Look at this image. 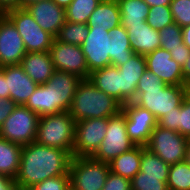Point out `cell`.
Here are the masks:
<instances>
[{
	"label": "cell",
	"instance_id": "35",
	"mask_svg": "<svg viewBox=\"0 0 190 190\" xmlns=\"http://www.w3.org/2000/svg\"><path fill=\"white\" fill-rule=\"evenodd\" d=\"M146 22L151 28L158 31L169 24L174 23L170 6H156L149 8Z\"/></svg>",
	"mask_w": 190,
	"mask_h": 190
},
{
	"label": "cell",
	"instance_id": "43",
	"mask_svg": "<svg viewBox=\"0 0 190 190\" xmlns=\"http://www.w3.org/2000/svg\"><path fill=\"white\" fill-rule=\"evenodd\" d=\"M13 8H21V0H0V14Z\"/></svg>",
	"mask_w": 190,
	"mask_h": 190
},
{
	"label": "cell",
	"instance_id": "1",
	"mask_svg": "<svg viewBox=\"0 0 190 190\" xmlns=\"http://www.w3.org/2000/svg\"><path fill=\"white\" fill-rule=\"evenodd\" d=\"M72 156L63 149L32 142L22 147L16 184L31 187L52 177L69 175Z\"/></svg>",
	"mask_w": 190,
	"mask_h": 190
},
{
	"label": "cell",
	"instance_id": "25",
	"mask_svg": "<svg viewBox=\"0 0 190 190\" xmlns=\"http://www.w3.org/2000/svg\"><path fill=\"white\" fill-rule=\"evenodd\" d=\"M110 61L112 66L125 64L135 54L131 48L127 30L120 24L110 29Z\"/></svg>",
	"mask_w": 190,
	"mask_h": 190
},
{
	"label": "cell",
	"instance_id": "39",
	"mask_svg": "<svg viewBox=\"0 0 190 190\" xmlns=\"http://www.w3.org/2000/svg\"><path fill=\"white\" fill-rule=\"evenodd\" d=\"M102 190H131V180L110 171Z\"/></svg>",
	"mask_w": 190,
	"mask_h": 190
},
{
	"label": "cell",
	"instance_id": "48",
	"mask_svg": "<svg viewBox=\"0 0 190 190\" xmlns=\"http://www.w3.org/2000/svg\"><path fill=\"white\" fill-rule=\"evenodd\" d=\"M182 40L184 45L190 49V25L182 27Z\"/></svg>",
	"mask_w": 190,
	"mask_h": 190
},
{
	"label": "cell",
	"instance_id": "42",
	"mask_svg": "<svg viewBox=\"0 0 190 190\" xmlns=\"http://www.w3.org/2000/svg\"><path fill=\"white\" fill-rule=\"evenodd\" d=\"M16 106L10 98H0V127Z\"/></svg>",
	"mask_w": 190,
	"mask_h": 190
},
{
	"label": "cell",
	"instance_id": "36",
	"mask_svg": "<svg viewBox=\"0 0 190 190\" xmlns=\"http://www.w3.org/2000/svg\"><path fill=\"white\" fill-rule=\"evenodd\" d=\"M177 132L190 139V94H187L177 108Z\"/></svg>",
	"mask_w": 190,
	"mask_h": 190
},
{
	"label": "cell",
	"instance_id": "19",
	"mask_svg": "<svg viewBox=\"0 0 190 190\" xmlns=\"http://www.w3.org/2000/svg\"><path fill=\"white\" fill-rule=\"evenodd\" d=\"M121 74V104L136 98V89L142 74L147 69L144 55L134 54L125 64L117 66Z\"/></svg>",
	"mask_w": 190,
	"mask_h": 190
},
{
	"label": "cell",
	"instance_id": "51",
	"mask_svg": "<svg viewBox=\"0 0 190 190\" xmlns=\"http://www.w3.org/2000/svg\"><path fill=\"white\" fill-rule=\"evenodd\" d=\"M36 1H40V0H21V8H24L26 5L32 2H36Z\"/></svg>",
	"mask_w": 190,
	"mask_h": 190
},
{
	"label": "cell",
	"instance_id": "46",
	"mask_svg": "<svg viewBox=\"0 0 190 190\" xmlns=\"http://www.w3.org/2000/svg\"><path fill=\"white\" fill-rule=\"evenodd\" d=\"M149 8L156 6H170L172 0H143Z\"/></svg>",
	"mask_w": 190,
	"mask_h": 190
},
{
	"label": "cell",
	"instance_id": "45",
	"mask_svg": "<svg viewBox=\"0 0 190 190\" xmlns=\"http://www.w3.org/2000/svg\"><path fill=\"white\" fill-rule=\"evenodd\" d=\"M0 98H7V81L4 73L0 70Z\"/></svg>",
	"mask_w": 190,
	"mask_h": 190
},
{
	"label": "cell",
	"instance_id": "30",
	"mask_svg": "<svg viewBox=\"0 0 190 190\" xmlns=\"http://www.w3.org/2000/svg\"><path fill=\"white\" fill-rule=\"evenodd\" d=\"M170 165L145 148L142 151L140 171L143 176L168 177Z\"/></svg>",
	"mask_w": 190,
	"mask_h": 190
},
{
	"label": "cell",
	"instance_id": "7",
	"mask_svg": "<svg viewBox=\"0 0 190 190\" xmlns=\"http://www.w3.org/2000/svg\"><path fill=\"white\" fill-rule=\"evenodd\" d=\"M39 116L25 105H17L0 127V137L21 146L35 142Z\"/></svg>",
	"mask_w": 190,
	"mask_h": 190
},
{
	"label": "cell",
	"instance_id": "53",
	"mask_svg": "<svg viewBox=\"0 0 190 190\" xmlns=\"http://www.w3.org/2000/svg\"><path fill=\"white\" fill-rule=\"evenodd\" d=\"M188 94H190V85H188Z\"/></svg>",
	"mask_w": 190,
	"mask_h": 190
},
{
	"label": "cell",
	"instance_id": "12",
	"mask_svg": "<svg viewBox=\"0 0 190 190\" xmlns=\"http://www.w3.org/2000/svg\"><path fill=\"white\" fill-rule=\"evenodd\" d=\"M49 52L56 70L77 75L81 79L89 78L90 73L81 46L54 39Z\"/></svg>",
	"mask_w": 190,
	"mask_h": 190
},
{
	"label": "cell",
	"instance_id": "38",
	"mask_svg": "<svg viewBox=\"0 0 190 190\" xmlns=\"http://www.w3.org/2000/svg\"><path fill=\"white\" fill-rule=\"evenodd\" d=\"M70 188V176L52 177L31 186L32 190H67Z\"/></svg>",
	"mask_w": 190,
	"mask_h": 190
},
{
	"label": "cell",
	"instance_id": "24",
	"mask_svg": "<svg viewBox=\"0 0 190 190\" xmlns=\"http://www.w3.org/2000/svg\"><path fill=\"white\" fill-rule=\"evenodd\" d=\"M145 148V146L135 145L121 153L109 163L110 171L131 180L140 171L142 151Z\"/></svg>",
	"mask_w": 190,
	"mask_h": 190
},
{
	"label": "cell",
	"instance_id": "37",
	"mask_svg": "<svg viewBox=\"0 0 190 190\" xmlns=\"http://www.w3.org/2000/svg\"><path fill=\"white\" fill-rule=\"evenodd\" d=\"M170 10L178 26L190 25V0H172Z\"/></svg>",
	"mask_w": 190,
	"mask_h": 190
},
{
	"label": "cell",
	"instance_id": "10",
	"mask_svg": "<svg viewBox=\"0 0 190 190\" xmlns=\"http://www.w3.org/2000/svg\"><path fill=\"white\" fill-rule=\"evenodd\" d=\"M108 118H92L75 123L74 157H91L103 141Z\"/></svg>",
	"mask_w": 190,
	"mask_h": 190
},
{
	"label": "cell",
	"instance_id": "21",
	"mask_svg": "<svg viewBox=\"0 0 190 190\" xmlns=\"http://www.w3.org/2000/svg\"><path fill=\"white\" fill-rule=\"evenodd\" d=\"M129 36L131 48L134 53L146 55L160 48L159 31L151 28L147 22L143 25L123 26Z\"/></svg>",
	"mask_w": 190,
	"mask_h": 190
},
{
	"label": "cell",
	"instance_id": "26",
	"mask_svg": "<svg viewBox=\"0 0 190 190\" xmlns=\"http://www.w3.org/2000/svg\"><path fill=\"white\" fill-rule=\"evenodd\" d=\"M22 147L0 137V174L15 179L19 172Z\"/></svg>",
	"mask_w": 190,
	"mask_h": 190
},
{
	"label": "cell",
	"instance_id": "14",
	"mask_svg": "<svg viewBox=\"0 0 190 190\" xmlns=\"http://www.w3.org/2000/svg\"><path fill=\"white\" fill-rule=\"evenodd\" d=\"M26 53L18 30L4 14H0V66L19 65Z\"/></svg>",
	"mask_w": 190,
	"mask_h": 190
},
{
	"label": "cell",
	"instance_id": "3",
	"mask_svg": "<svg viewBox=\"0 0 190 190\" xmlns=\"http://www.w3.org/2000/svg\"><path fill=\"white\" fill-rule=\"evenodd\" d=\"M122 110V104L110 95L99 90L88 79L77 85L69 109L75 122L92 118H109Z\"/></svg>",
	"mask_w": 190,
	"mask_h": 190
},
{
	"label": "cell",
	"instance_id": "9",
	"mask_svg": "<svg viewBox=\"0 0 190 190\" xmlns=\"http://www.w3.org/2000/svg\"><path fill=\"white\" fill-rule=\"evenodd\" d=\"M189 141L179 132L157 125L145 147L168 165H173L186 160Z\"/></svg>",
	"mask_w": 190,
	"mask_h": 190
},
{
	"label": "cell",
	"instance_id": "13",
	"mask_svg": "<svg viewBox=\"0 0 190 190\" xmlns=\"http://www.w3.org/2000/svg\"><path fill=\"white\" fill-rule=\"evenodd\" d=\"M110 40L108 30L89 29L87 38L81 45L89 73L111 66Z\"/></svg>",
	"mask_w": 190,
	"mask_h": 190
},
{
	"label": "cell",
	"instance_id": "4",
	"mask_svg": "<svg viewBox=\"0 0 190 190\" xmlns=\"http://www.w3.org/2000/svg\"><path fill=\"white\" fill-rule=\"evenodd\" d=\"M75 123L69 111L40 116L35 142L66 150L73 156Z\"/></svg>",
	"mask_w": 190,
	"mask_h": 190
},
{
	"label": "cell",
	"instance_id": "31",
	"mask_svg": "<svg viewBox=\"0 0 190 190\" xmlns=\"http://www.w3.org/2000/svg\"><path fill=\"white\" fill-rule=\"evenodd\" d=\"M88 32L89 27L86 23L65 21L55 39L64 43L81 46L87 38Z\"/></svg>",
	"mask_w": 190,
	"mask_h": 190
},
{
	"label": "cell",
	"instance_id": "44",
	"mask_svg": "<svg viewBox=\"0 0 190 190\" xmlns=\"http://www.w3.org/2000/svg\"><path fill=\"white\" fill-rule=\"evenodd\" d=\"M15 180L9 176L0 174V190H12Z\"/></svg>",
	"mask_w": 190,
	"mask_h": 190
},
{
	"label": "cell",
	"instance_id": "17",
	"mask_svg": "<svg viewBox=\"0 0 190 190\" xmlns=\"http://www.w3.org/2000/svg\"><path fill=\"white\" fill-rule=\"evenodd\" d=\"M81 80L77 75L54 70L47 84L51 86L52 106H57V114L69 111L77 85Z\"/></svg>",
	"mask_w": 190,
	"mask_h": 190
},
{
	"label": "cell",
	"instance_id": "29",
	"mask_svg": "<svg viewBox=\"0 0 190 190\" xmlns=\"http://www.w3.org/2000/svg\"><path fill=\"white\" fill-rule=\"evenodd\" d=\"M102 0H72L65 9L66 21L87 23L89 16Z\"/></svg>",
	"mask_w": 190,
	"mask_h": 190
},
{
	"label": "cell",
	"instance_id": "28",
	"mask_svg": "<svg viewBox=\"0 0 190 190\" xmlns=\"http://www.w3.org/2000/svg\"><path fill=\"white\" fill-rule=\"evenodd\" d=\"M25 106L39 117L48 114H57V106H52L51 86L47 83L37 86Z\"/></svg>",
	"mask_w": 190,
	"mask_h": 190
},
{
	"label": "cell",
	"instance_id": "11",
	"mask_svg": "<svg viewBox=\"0 0 190 190\" xmlns=\"http://www.w3.org/2000/svg\"><path fill=\"white\" fill-rule=\"evenodd\" d=\"M125 113V125L129 139L139 146H146L153 129L158 125L156 117L133 101L122 105Z\"/></svg>",
	"mask_w": 190,
	"mask_h": 190
},
{
	"label": "cell",
	"instance_id": "50",
	"mask_svg": "<svg viewBox=\"0 0 190 190\" xmlns=\"http://www.w3.org/2000/svg\"><path fill=\"white\" fill-rule=\"evenodd\" d=\"M12 190H32V189H31V187L22 186V185L15 183L12 187Z\"/></svg>",
	"mask_w": 190,
	"mask_h": 190
},
{
	"label": "cell",
	"instance_id": "34",
	"mask_svg": "<svg viewBox=\"0 0 190 190\" xmlns=\"http://www.w3.org/2000/svg\"><path fill=\"white\" fill-rule=\"evenodd\" d=\"M159 36L160 47L169 52L176 47H181V43L183 42L182 27L178 26L175 22L159 30Z\"/></svg>",
	"mask_w": 190,
	"mask_h": 190
},
{
	"label": "cell",
	"instance_id": "15",
	"mask_svg": "<svg viewBox=\"0 0 190 190\" xmlns=\"http://www.w3.org/2000/svg\"><path fill=\"white\" fill-rule=\"evenodd\" d=\"M147 69L166 85H187L183 80L182 67L172 59L169 51L157 48L145 55Z\"/></svg>",
	"mask_w": 190,
	"mask_h": 190
},
{
	"label": "cell",
	"instance_id": "32",
	"mask_svg": "<svg viewBox=\"0 0 190 190\" xmlns=\"http://www.w3.org/2000/svg\"><path fill=\"white\" fill-rule=\"evenodd\" d=\"M167 186L169 190H190V164L182 161L170 165Z\"/></svg>",
	"mask_w": 190,
	"mask_h": 190
},
{
	"label": "cell",
	"instance_id": "41",
	"mask_svg": "<svg viewBox=\"0 0 190 190\" xmlns=\"http://www.w3.org/2000/svg\"><path fill=\"white\" fill-rule=\"evenodd\" d=\"M172 59H174L181 67L186 63L190 56V49L187 48L184 43H181V47H176L170 51Z\"/></svg>",
	"mask_w": 190,
	"mask_h": 190
},
{
	"label": "cell",
	"instance_id": "8",
	"mask_svg": "<svg viewBox=\"0 0 190 190\" xmlns=\"http://www.w3.org/2000/svg\"><path fill=\"white\" fill-rule=\"evenodd\" d=\"M134 146L135 144L127 135L125 113L121 110L118 114L108 118L105 137L91 157L109 164L114 158Z\"/></svg>",
	"mask_w": 190,
	"mask_h": 190
},
{
	"label": "cell",
	"instance_id": "20",
	"mask_svg": "<svg viewBox=\"0 0 190 190\" xmlns=\"http://www.w3.org/2000/svg\"><path fill=\"white\" fill-rule=\"evenodd\" d=\"M19 65L38 85L47 83L55 70L49 51L26 53Z\"/></svg>",
	"mask_w": 190,
	"mask_h": 190
},
{
	"label": "cell",
	"instance_id": "40",
	"mask_svg": "<svg viewBox=\"0 0 190 190\" xmlns=\"http://www.w3.org/2000/svg\"><path fill=\"white\" fill-rule=\"evenodd\" d=\"M158 125L177 132V108H174V111L170 113H165L164 116L158 120Z\"/></svg>",
	"mask_w": 190,
	"mask_h": 190
},
{
	"label": "cell",
	"instance_id": "47",
	"mask_svg": "<svg viewBox=\"0 0 190 190\" xmlns=\"http://www.w3.org/2000/svg\"><path fill=\"white\" fill-rule=\"evenodd\" d=\"M183 80L187 85H190V56L182 67Z\"/></svg>",
	"mask_w": 190,
	"mask_h": 190
},
{
	"label": "cell",
	"instance_id": "6",
	"mask_svg": "<svg viewBox=\"0 0 190 190\" xmlns=\"http://www.w3.org/2000/svg\"><path fill=\"white\" fill-rule=\"evenodd\" d=\"M22 37L27 53L48 52L55 39L44 31L25 8H13L3 13Z\"/></svg>",
	"mask_w": 190,
	"mask_h": 190
},
{
	"label": "cell",
	"instance_id": "5",
	"mask_svg": "<svg viewBox=\"0 0 190 190\" xmlns=\"http://www.w3.org/2000/svg\"><path fill=\"white\" fill-rule=\"evenodd\" d=\"M110 167L92 157L72 156L69 165L70 187L73 190H102Z\"/></svg>",
	"mask_w": 190,
	"mask_h": 190
},
{
	"label": "cell",
	"instance_id": "23",
	"mask_svg": "<svg viewBox=\"0 0 190 190\" xmlns=\"http://www.w3.org/2000/svg\"><path fill=\"white\" fill-rule=\"evenodd\" d=\"M88 80L121 103V74L116 66L111 65L92 71Z\"/></svg>",
	"mask_w": 190,
	"mask_h": 190
},
{
	"label": "cell",
	"instance_id": "27",
	"mask_svg": "<svg viewBox=\"0 0 190 190\" xmlns=\"http://www.w3.org/2000/svg\"><path fill=\"white\" fill-rule=\"evenodd\" d=\"M121 14V25H143L149 6L143 0H116Z\"/></svg>",
	"mask_w": 190,
	"mask_h": 190
},
{
	"label": "cell",
	"instance_id": "52",
	"mask_svg": "<svg viewBox=\"0 0 190 190\" xmlns=\"http://www.w3.org/2000/svg\"><path fill=\"white\" fill-rule=\"evenodd\" d=\"M188 164H190V141L187 147V153H186V160H185Z\"/></svg>",
	"mask_w": 190,
	"mask_h": 190
},
{
	"label": "cell",
	"instance_id": "22",
	"mask_svg": "<svg viewBox=\"0 0 190 190\" xmlns=\"http://www.w3.org/2000/svg\"><path fill=\"white\" fill-rule=\"evenodd\" d=\"M89 29L110 30L121 24V14L116 0H102L87 21Z\"/></svg>",
	"mask_w": 190,
	"mask_h": 190
},
{
	"label": "cell",
	"instance_id": "49",
	"mask_svg": "<svg viewBox=\"0 0 190 190\" xmlns=\"http://www.w3.org/2000/svg\"><path fill=\"white\" fill-rule=\"evenodd\" d=\"M52 1L58 6L63 7L64 9H66L72 2V0H52Z\"/></svg>",
	"mask_w": 190,
	"mask_h": 190
},
{
	"label": "cell",
	"instance_id": "16",
	"mask_svg": "<svg viewBox=\"0 0 190 190\" xmlns=\"http://www.w3.org/2000/svg\"><path fill=\"white\" fill-rule=\"evenodd\" d=\"M44 30L56 37L66 21L65 9L52 0L32 2L24 7Z\"/></svg>",
	"mask_w": 190,
	"mask_h": 190
},
{
	"label": "cell",
	"instance_id": "2",
	"mask_svg": "<svg viewBox=\"0 0 190 190\" xmlns=\"http://www.w3.org/2000/svg\"><path fill=\"white\" fill-rule=\"evenodd\" d=\"M187 94L188 85H166L146 69L139 79L133 102L148 109L159 120L165 113L178 108Z\"/></svg>",
	"mask_w": 190,
	"mask_h": 190
},
{
	"label": "cell",
	"instance_id": "33",
	"mask_svg": "<svg viewBox=\"0 0 190 190\" xmlns=\"http://www.w3.org/2000/svg\"><path fill=\"white\" fill-rule=\"evenodd\" d=\"M167 180L168 177L143 176L139 171L131 179V190H169Z\"/></svg>",
	"mask_w": 190,
	"mask_h": 190
},
{
	"label": "cell",
	"instance_id": "18",
	"mask_svg": "<svg viewBox=\"0 0 190 190\" xmlns=\"http://www.w3.org/2000/svg\"><path fill=\"white\" fill-rule=\"evenodd\" d=\"M0 70L7 81V98L17 105H25L38 84L24 72L20 65L3 66Z\"/></svg>",
	"mask_w": 190,
	"mask_h": 190
}]
</instances>
